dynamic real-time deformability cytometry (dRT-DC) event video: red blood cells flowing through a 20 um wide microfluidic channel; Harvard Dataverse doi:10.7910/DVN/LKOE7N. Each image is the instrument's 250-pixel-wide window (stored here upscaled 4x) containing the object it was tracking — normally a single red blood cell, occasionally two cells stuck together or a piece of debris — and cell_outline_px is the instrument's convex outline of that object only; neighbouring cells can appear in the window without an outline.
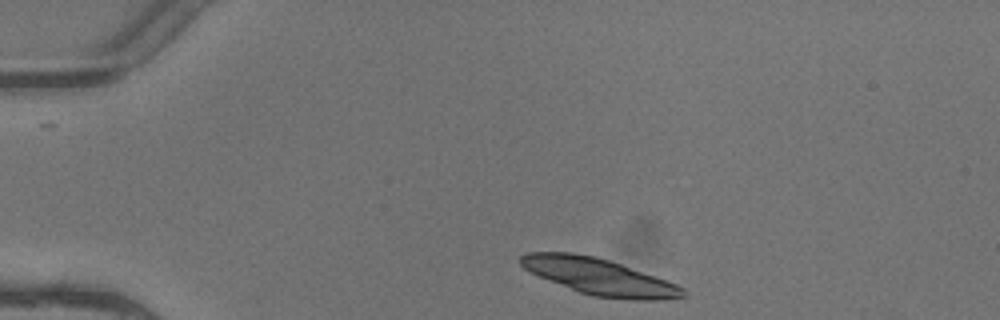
{"species": "common noctule bat (a hibernating species)", "species_latin": "Nyctalus noctula", "temperature_condition": "warm", "stored_images_in_passage": 5, "camera_frame_rate_fps": 3000, "um_per_image_px": 0.085, "animal": {"sex": "female"}, "frame": {"image": 1, "passage_image": 1, "time_ms": 0.0, "image_size_px": [1000, 320], "cell_outline_px": [[688, 296], [660, 300], [632, 300], [592, 296], [580, 292], [548, 280], [524, 268], [520, 264], [520, 256], [524, 252], [572, 252], [596, 256], [620, 264], [676, 284], [684, 288]], "centroid_in_image_um": [50.93, 23.51], "position_along_channel_um": 34.1, "area_um2": 34.22}}
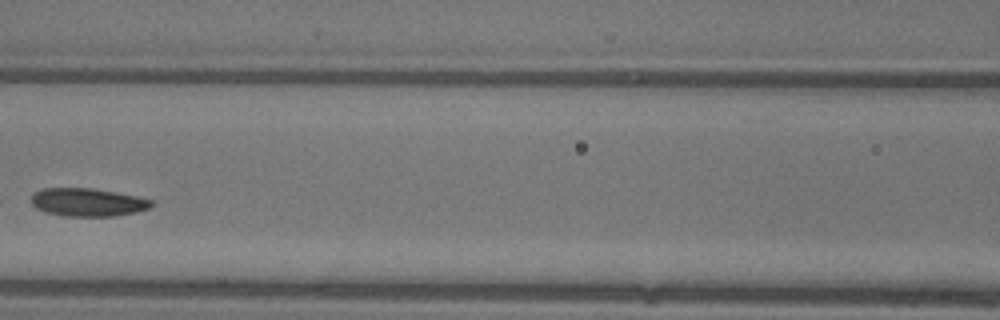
{"frame": {"image": 2, "passage_image": 4, "time_ms": 1.0, "image_size_px": [1000, 320], "cell_outline_px": [[156, 204], [148, 208], [136, 212], [112, 216], [64, 216], [48, 212], [36, 208], [32, 204], [32, 192], [44, 188], [92, 188], [116, 192], [136, 196], [152, 200]], "centroid_in_image_um": [7.46, 17.18], "position_along_channel_um": 159.1, "area_um2": 19.65}}
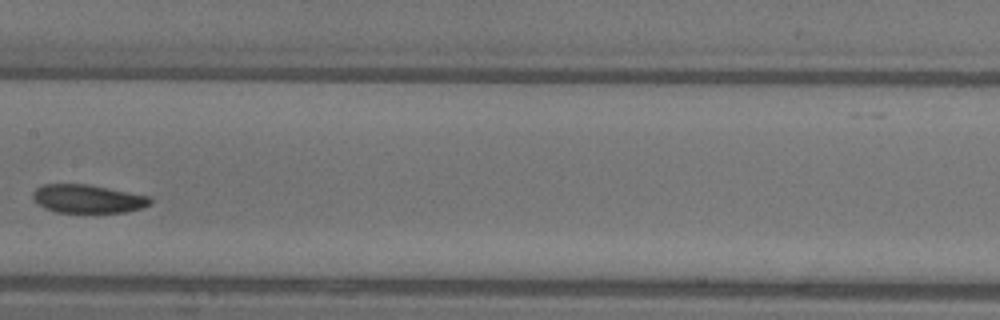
{"frame": {"image": 3, "passage_image": 5, "time_ms": 1.333, "image_size_px": [1000, 320], "cell_outline_px": [[152, 204], [144, 208], [128, 212], [56, 212], [44, 208], [32, 196], [32, 192], [36, 188], [44, 184], [88, 184], [148, 196], [152, 200]], "centroid_in_image_um": [7.49, 16.9], "position_along_channel_um": 199.9, "area_um2": 19.36}}